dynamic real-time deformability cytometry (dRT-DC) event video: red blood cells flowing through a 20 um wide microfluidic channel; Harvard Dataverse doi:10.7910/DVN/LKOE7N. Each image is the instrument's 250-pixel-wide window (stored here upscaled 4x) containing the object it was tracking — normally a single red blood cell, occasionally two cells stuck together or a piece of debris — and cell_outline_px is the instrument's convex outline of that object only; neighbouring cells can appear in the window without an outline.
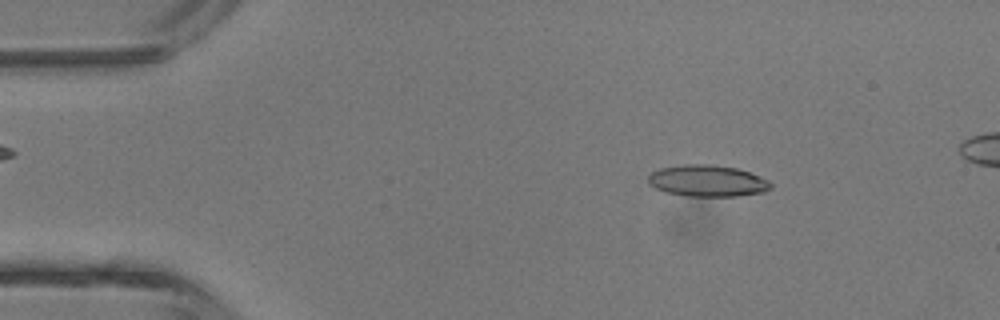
{"species": "common noctule bat (a hibernating species)", "species_latin": "Nyctalus noctula", "temperature_condition": "room temperature", "stored_images_in_passage": 3, "camera_frame_rate_fps": 3000, "um_per_image_px": 0.085, "animal": {"sex": "male", "body_mass_g": 13.3}, "frame": {"image": 1, "passage_image": 1, "time_ms": 0.0, "image_size_px": [1000, 320], "cell_outline_px": [[772, 188], [764, 192], [736, 196], [688, 196], [664, 192], [648, 184], [648, 176], [652, 172], [660, 168], [684, 164], [708, 164], [736, 168], [760, 176], [768, 180], [772, 184]], "centroid_in_image_um": [60.12, 15.37], "position_along_channel_um": 24.9, "area_um2": 22.54}}